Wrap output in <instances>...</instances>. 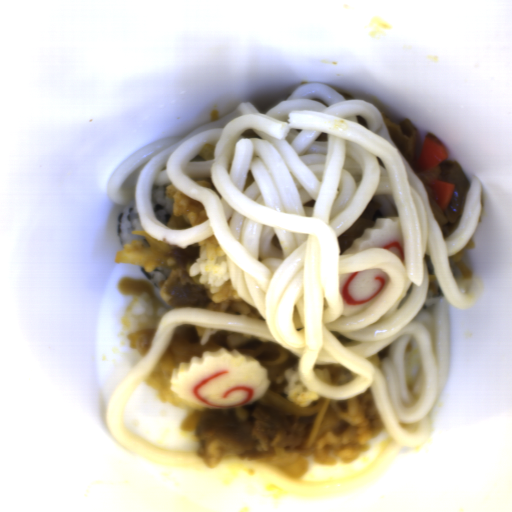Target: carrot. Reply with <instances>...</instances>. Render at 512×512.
<instances>
[{
    "mask_svg": "<svg viewBox=\"0 0 512 512\" xmlns=\"http://www.w3.org/2000/svg\"><path fill=\"white\" fill-rule=\"evenodd\" d=\"M449 151L444 142L432 132H426L422 147L415 160L416 172L433 168L446 158Z\"/></svg>",
    "mask_w": 512,
    "mask_h": 512,
    "instance_id": "b8716197",
    "label": "carrot"
},
{
    "mask_svg": "<svg viewBox=\"0 0 512 512\" xmlns=\"http://www.w3.org/2000/svg\"><path fill=\"white\" fill-rule=\"evenodd\" d=\"M432 198L439 204L443 211L449 207L455 184L443 180H432L428 183Z\"/></svg>",
    "mask_w": 512,
    "mask_h": 512,
    "instance_id": "cead05ca",
    "label": "carrot"
}]
</instances>
